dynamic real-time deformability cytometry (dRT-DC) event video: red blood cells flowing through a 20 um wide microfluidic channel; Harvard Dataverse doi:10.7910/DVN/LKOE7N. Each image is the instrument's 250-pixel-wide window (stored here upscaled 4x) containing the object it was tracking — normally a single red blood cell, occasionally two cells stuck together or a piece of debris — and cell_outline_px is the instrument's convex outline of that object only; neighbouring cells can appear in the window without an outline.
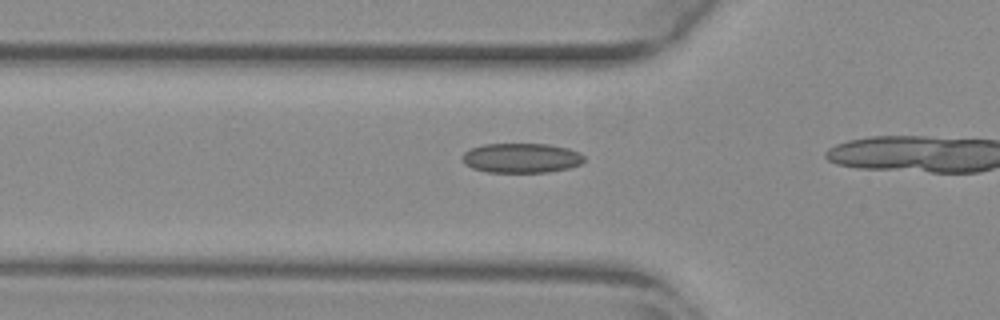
{"species": "common noctule bat (a hibernating species)", "species_latin": "Nyctalus noctula", "temperature_condition": "warm", "stored_images_in_passage": 12, "camera_frame_rate_fps": 3000, "um_per_image_px": 0.085, "animal": {"sex": "female", "body_mass_g": 29.2, "forearm_length_mm": 56.3}, "frame": {"image": 1, "passage_image": 10, "time_ms": 3.0, "image_size_px": [1000, 320], "cell_outline_px": [[584, 160], [580, 164], [568, 168], [548, 172], [488, 172], [472, 168], [464, 164], [460, 156], [464, 152], [472, 148], [484, 144], [548, 144], [568, 148], [580, 152], [584, 156]], "centroid_in_image_um": [44.3, 13.43], "position_along_channel_um": 81.5, "area_um2": 21.15}}